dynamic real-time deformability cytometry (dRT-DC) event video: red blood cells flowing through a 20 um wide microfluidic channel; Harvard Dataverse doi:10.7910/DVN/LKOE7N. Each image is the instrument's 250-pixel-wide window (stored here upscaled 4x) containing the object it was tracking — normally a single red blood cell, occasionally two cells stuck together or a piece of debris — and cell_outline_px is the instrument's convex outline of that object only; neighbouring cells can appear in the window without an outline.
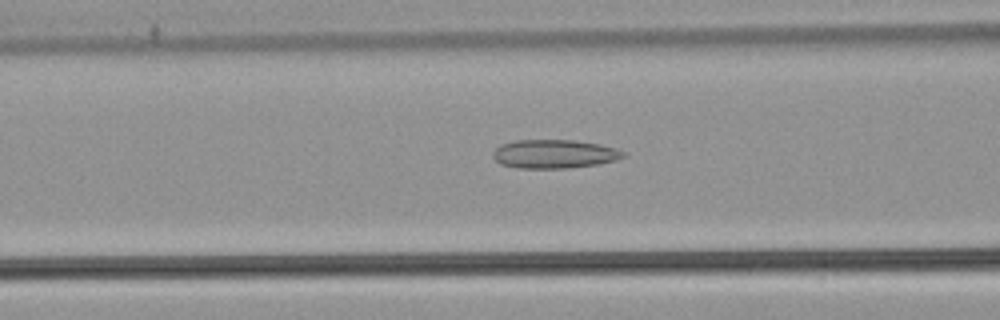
{"species": "common noctule bat (a hibernating species)", "species_latin": "Nyctalus noctula", "temperature_condition": "warm", "stored_images_in_passage": 46, "camera_frame_rate_fps": 3000, "um_per_image_px": 0.085, "animal": {"sex": "male", "body_mass_g": 21.5, "forearm_length_mm": 52.0}, "frame": {"image": 1, "passage_image": 21, "time_ms": 6.667, "image_size_px": [1000, 320], "cell_outline_px": [[628, 156], [616, 160], [600, 164], [568, 168], [516, 168], [500, 164], [492, 156], [492, 152], [500, 144], [516, 140], [572, 140], [600, 144], [616, 148], [628, 152]], "centroid_in_image_um": [47.15, 13.09], "position_along_channel_um": 119.4, "area_um2": 22.14}}
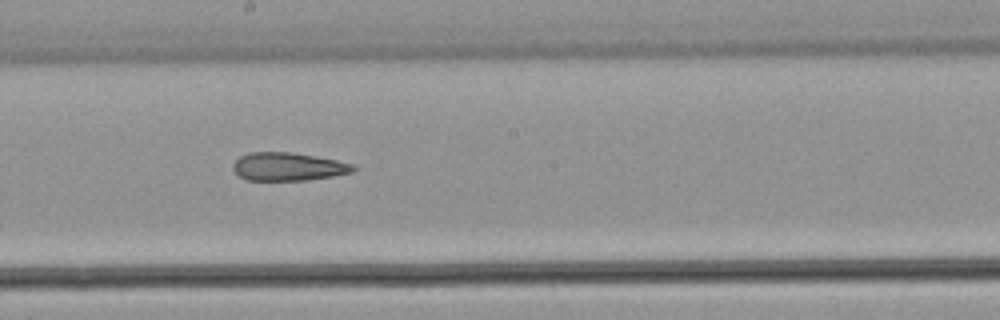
{"frame": {"image": 2, "passage_image": 29, "time_ms": 9.333, "image_size_px": [1000, 320], "cell_outline_px": [[356, 168], [352, 172], [332, 176], [304, 180], [244, 180], [232, 168], [232, 164], [240, 156], [248, 152], [292, 152], [316, 156], [336, 160], [352, 164]], "centroid_in_image_um": [24.45, 14.16], "position_along_channel_um": 223.7, "area_um2": 19.65}}
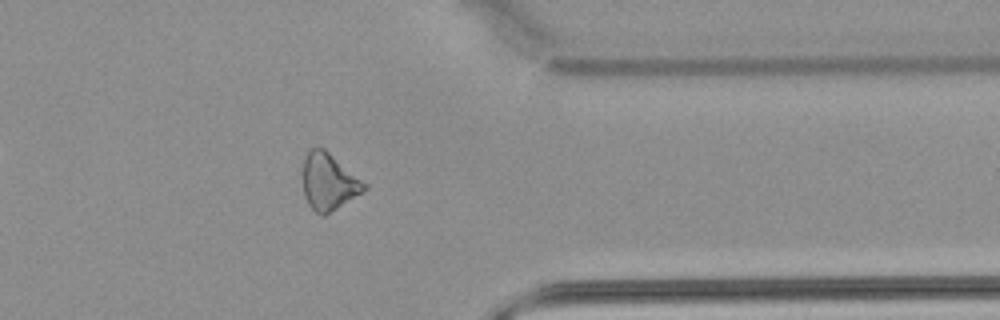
{"frame": {"image": 3, "passage_image": 42, "time_ms": 13.667, "image_size_px": [1000, 320], "cell_outline_px": [[368, 188], [324, 216], [320, 216], [308, 204], [304, 196], [304, 160], [308, 152], [312, 148], [324, 148], [368, 184]], "centroid_in_image_um": [27.96, 15.46], "position_along_channel_um": 383.4, "area_um2": 20.0}}